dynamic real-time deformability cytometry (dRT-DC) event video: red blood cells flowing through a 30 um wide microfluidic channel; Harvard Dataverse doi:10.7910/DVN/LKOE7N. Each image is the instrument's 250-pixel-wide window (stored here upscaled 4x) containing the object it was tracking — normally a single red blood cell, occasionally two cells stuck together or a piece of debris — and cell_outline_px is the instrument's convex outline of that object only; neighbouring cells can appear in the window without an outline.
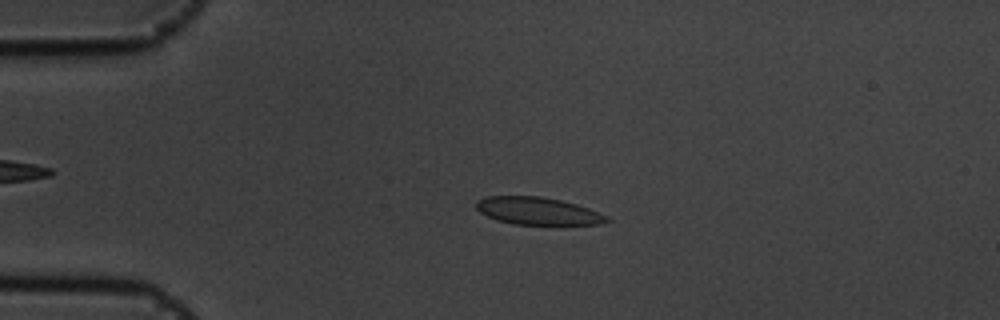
{"species": "common noctule bat (a hibernating species)", "species_latin": "Nyctalus noctula", "temperature_condition": "cold", "stored_images_in_passage": 55, "camera_frame_rate_fps": 3000, "um_per_image_px": 0.085, "animal": {"sex": "male", "body_mass_g": 19.5, "forearm_length_mm": 54.6}, "frame": {"image": 1, "passage_image": 12, "time_ms": 3.667, "image_size_px": [1000, 320], "cell_outline_px": [[612, 220], [600, 224], [512, 224], [496, 220], [480, 212], [476, 208], [476, 200], [484, 196], [540, 196], [560, 200], [576, 204], [588, 208], [608, 216]], "centroid_in_image_um": [45.69, 17.93], "position_along_channel_um": 39.3, "area_um2": 20.87}}
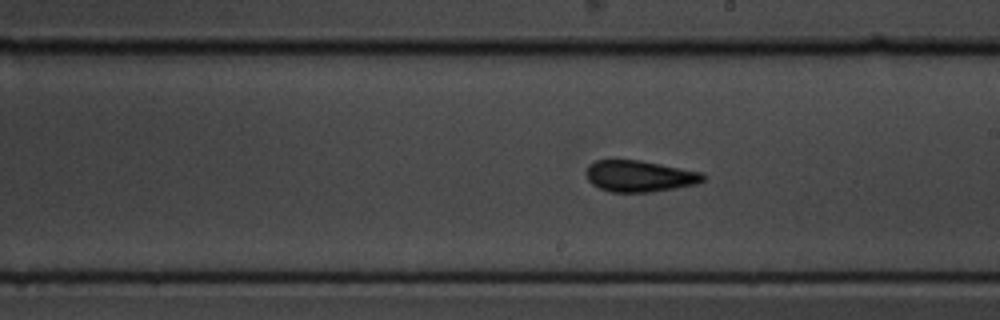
{"frame": {"image": 2, "passage_image": 31, "time_ms": 10.0, "image_size_px": [1000, 320], "cell_outline_px": [[704, 180], [696, 184], [676, 188], [648, 192], [612, 192], [600, 188], [592, 184], [588, 180], [588, 164], [596, 160], [640, 160], [704, 172]], "centroid_in_image_um": [54.39, 14.97], "position_along_channel_um": 234.6, "area_um2": 21.27}}
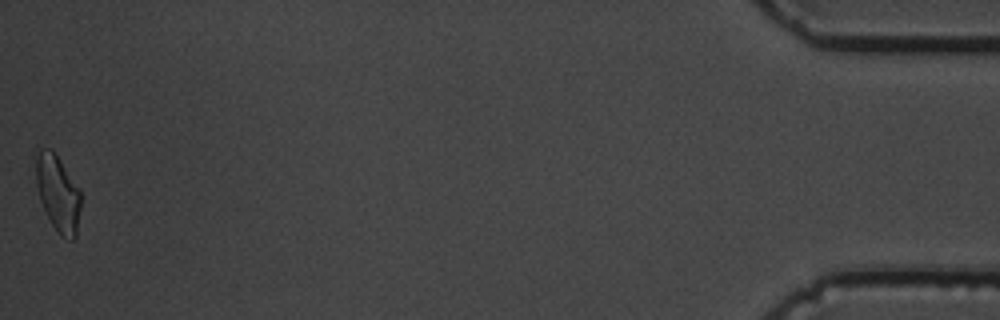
{"frame": {"image": 3, "passage_image": 55, "time_ms": 18.0, "image_size_px": [1000, 320], "cell_outline_px": [[80, 208], [76, 236], [72, 240], [68, 240], [60, 236], [52, 224], [40, 200], [36, 184], [36, 156], [40, 148], [52, 148], [80, 188]], "centroid_in_image_um": [4.93, 16.41], "position_along_channel_um": 430.3, "area_um2": 20.0}, "authors_computed_cell_mechanics": {"area_um2": 21.1548, "velocity_mm_per_s": 3.5888, "shape_relaxation_time_tau1_ms": 3.9575, "shape_relaxation_time_tau2_ms": 1.389, "deformation_change_tau1": 0.1346, "deformation_change_tau2": 0.0953}}